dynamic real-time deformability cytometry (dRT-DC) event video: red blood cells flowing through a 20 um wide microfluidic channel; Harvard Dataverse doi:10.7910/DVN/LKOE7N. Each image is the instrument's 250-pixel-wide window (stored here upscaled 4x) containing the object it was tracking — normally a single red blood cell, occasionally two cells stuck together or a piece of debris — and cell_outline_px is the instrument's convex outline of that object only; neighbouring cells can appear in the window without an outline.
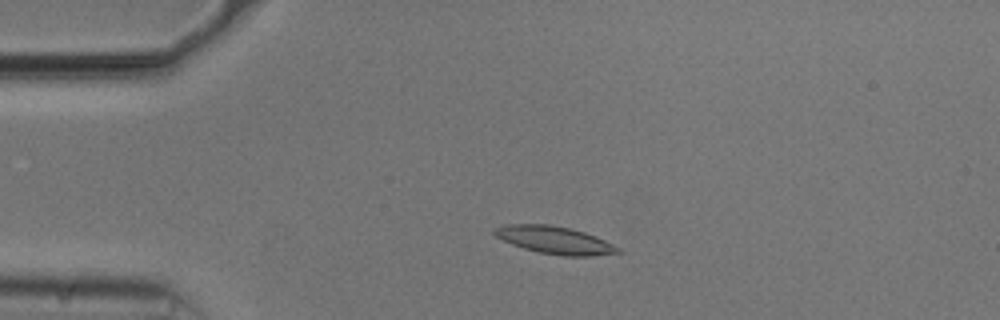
{"species": "common noctule bat (a hibernating species)", "species_latin": "Nyctalus noctula", "temperature_condition": "cold", "stored_images_in_passage": 51, "camera_frame_rate_fps": 3000, "um_per_image_px": 0.085, "animal": {"sex": "male", "body_mass_g": 20.5, "forearm_length_mm": 52.5}, "frame": {"image": 1, "passage_image": 9, "time_ms": 2.667, "image_size_px": [1000, 320], "cell_outline_px": [[624, 252], [588, 256], [564, 256], [540, 252], [524, 248], [512, 244], [496, 236], [492, 232], [492, 228], [504, 224], [548, 224], [568, 228], [584, 232], [596, 236], [620, 248]], "centroid_in_image_um": [47.13, 20.4], "position_along_channel_um": 37.9, "area_um2": 19.71}}
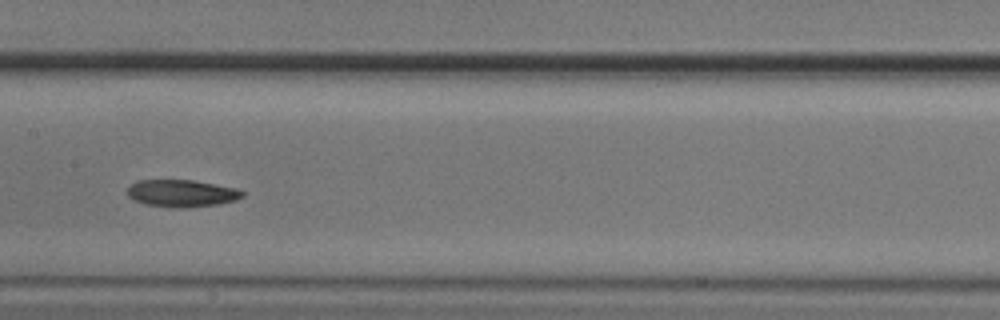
{"frame": {"image": 2, "passage_image": 24, "time_ms": 7.667, "image_size_px": [1000, 320], "cell_outline_px": [[244, 196], [236, 200], [220, 204], [184, 208], [176, 208], [144, 204], [128, 196], [128, 188], [136, 180], [192, 180], [236, 188], [244, 192]], "centroid_in_image_um": [15.46, 16.43], "position_along_channel_um": 191.9, "area_um2": 18.21}}
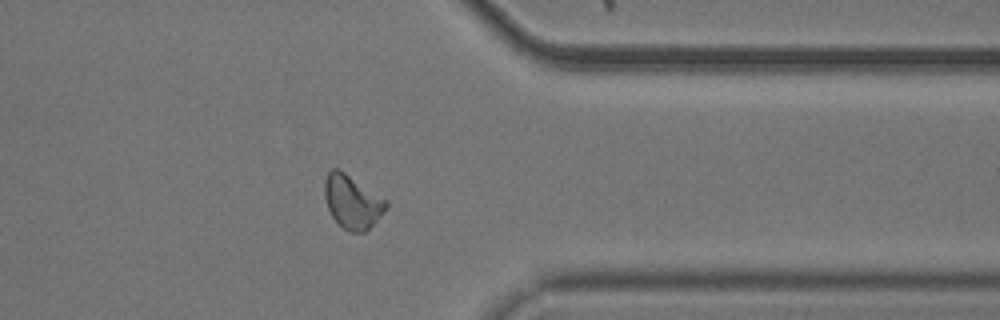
{"frame": {"image": 3, "passage_image": 40, "time_ms": 13.0, "image_size_px": [1000, 320], "cell_outline_px": [[388, 208], [364, 232], [352, 232], [344, 228], [332, 216], [328, 208], [324, 196], [324, 180], [328, 172], [332, 168], [336, 168], [344, 172], [388, 200]], "centroid_in_image_um": [29.94, 17.13], "position_along_channel_um": 381.5, "area_um2": 18.96}, "authors_computed_cell_mechanics": {"area_um2": 18.5538, "velocity_mm_per_s": 3.7157, "shape_relaxation_time_tau1_ms": 6.4343, "shape_relaxation_time_tau2_ms": null, "deformation_change_tau1": 0.1425, "deformation_change_tau2": null}}